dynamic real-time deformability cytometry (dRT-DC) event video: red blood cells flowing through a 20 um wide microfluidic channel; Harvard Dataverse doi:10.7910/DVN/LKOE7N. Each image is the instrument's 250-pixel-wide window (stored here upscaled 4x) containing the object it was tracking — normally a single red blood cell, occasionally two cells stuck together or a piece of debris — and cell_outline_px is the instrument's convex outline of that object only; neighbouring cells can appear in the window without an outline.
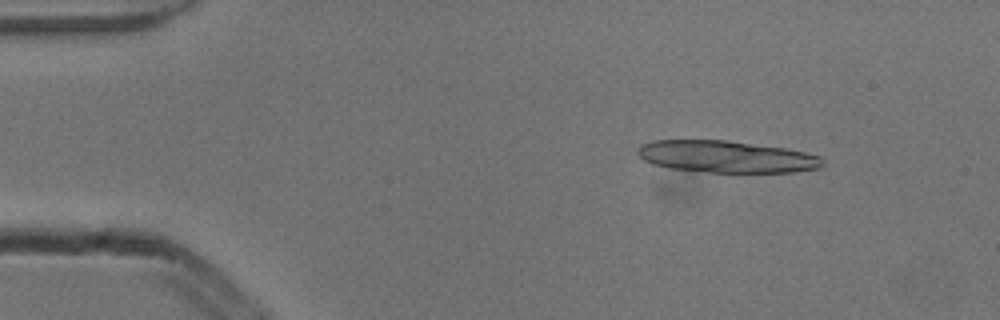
{"species": "common noctule bat (a hibernating species)", "species_latin": "Nyctalus noctula", "temperature_condition": "cold", "stored_images_in_passage": 52, "segment_of_instrument_passage": [1, 2], "camera_frame_rate_fps": 3000, "um_per_image_px": 0.085, "animal": {"sex": "male", "body_mass_g": 13.3}, "frame": {"image": 1, "passage_image": 6, "time_ms": 1.667, "image_size_px": [1000, 320], "cell_outline_px": [[824, 164], [820, 168], [792, 172], [712, 172], [668, 168], [652, 164], [644, 160], [636, 152], [636, 148], [640, 144], [652, 140], [728, 140], [784, 148], [804, 152], [820, 156], [824, 160]], "centroid_in_image_um": [61.71, 13.31], "position_along_channel_um": 23.3, "area_um2": 34.51}}